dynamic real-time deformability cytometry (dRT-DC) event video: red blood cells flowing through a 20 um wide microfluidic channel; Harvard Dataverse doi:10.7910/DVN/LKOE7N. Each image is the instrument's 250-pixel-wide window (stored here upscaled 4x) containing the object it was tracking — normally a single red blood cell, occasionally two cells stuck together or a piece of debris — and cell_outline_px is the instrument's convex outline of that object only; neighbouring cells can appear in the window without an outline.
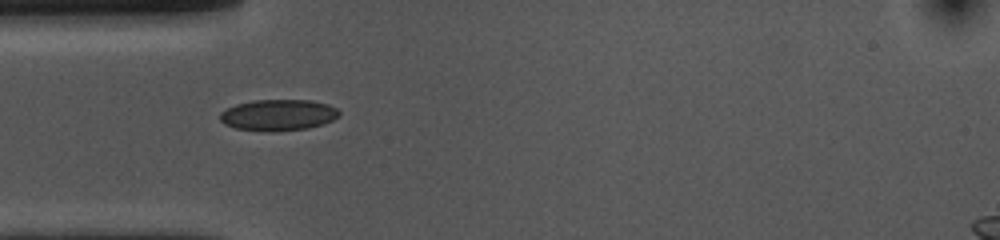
{"species": "common noctule bat (a hibernating species)", "species_latin": "Nyctalus noctula", "temperature_condition": "cold", "stored_images_in_passage": 40, "camera_frame_rate_fps": 3000, "um_per_image_px": 0.085, "animal": {"sex": "female", "body_mass_g": 10.0, "forearm_length_mm": 53.1}, "frame": {"image": 1, "passage_image": 1, "time_ms": 0.0, "image_size_px": [1000, 240], "cell_outline_px": [[340, 116], [324, 124], [308, 128], [276, 132], [268, 132], [236, 128], [224, 124], [220, 120], [220, 112], [236, 104], [252, 100], [312, 100], [328, 104], [336, 108], [340, 112]], "centroid_in_image_um": [23.66, 9.78], "position_along_channel_um": 61.3, "area_um2": 21.91}}
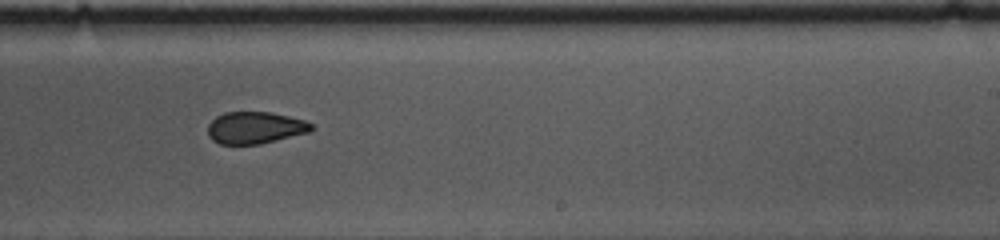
{"frame": {"image": 2, "passage_image": 18, "time_ms": 5.667, "image_size_px": [1000, 240], "cell_outline_px": [[316, 128], [308, 132], [260, 144], [220, 144], [212, 140], [208, 136], [208, 124], [216, 116], [224, 112], [272, 112], [304, 120], [312, 124]], "centroid_in_image_um": [21.67, 10.85], "position_along_channel_um": 267.3, "area_um2": 19.31}}
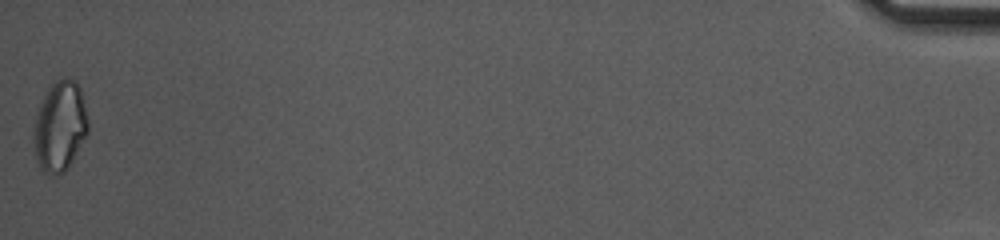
{"frame": {"image": 3, "passage_image": 40, "time_ms": 13.0, "image_size_px": [1000, 240], "cell_outline_px": [[88, 132], [68, 168], [64, 172], [52, 176], [44, 172], [40, 168], [36, 156], [32, 136], [36, 116], [44, 96], [48, 88], [56, 80], [64, 76], [68, 76], [76, 80], [80, 88], [88, 120]], "centroid_in_image_um": [5.09, 10.72], "position_along_channel_um": 430.1, "area_um2": 28.61}, "authors_computed_cell_mechanics": {"area_um2": 20.7213, "velocity_mm_per_s": 3.6262, "shape_relaxation_time_tau1_ms": 4.0471, "shape_relaxation_time_tau2_ms": 2.0036, "deformation_change_tau1": 0.0945, "deformation_change_tau2": 0.0701}}